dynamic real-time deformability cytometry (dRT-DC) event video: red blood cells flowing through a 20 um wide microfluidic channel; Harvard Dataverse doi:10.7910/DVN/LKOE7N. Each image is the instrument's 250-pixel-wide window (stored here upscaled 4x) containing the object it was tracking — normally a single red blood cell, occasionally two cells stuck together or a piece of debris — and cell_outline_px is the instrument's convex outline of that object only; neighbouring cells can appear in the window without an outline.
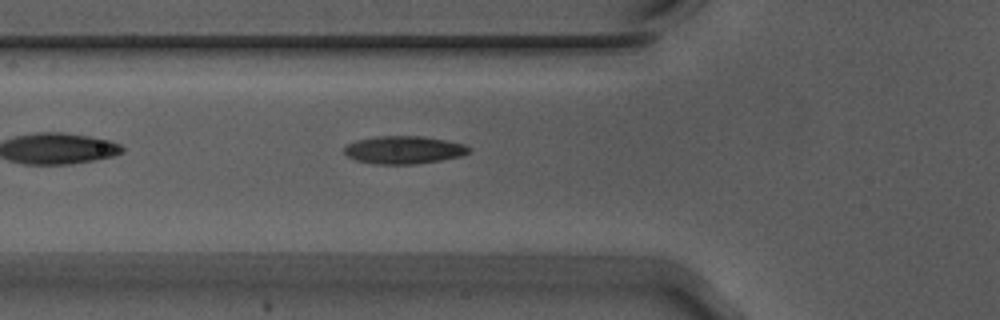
{"species": "Egyptian fruit bat (a non-hibernating species)", "species_latin": "Rousettus aegyptiacus", "temperature_condition": "warm", "stored_images_in_passage": 34, "camera_frame_rate_fps": 3000, "um_per_image_px": 0.085, "animal": {"sex": "male"}, "frame": {"image": 1, "passage_image": 4, "time_ms": 1.0, "image_size_px": [1000, 320], "cell_outline_px": [[472, 148], [468, 152], [460, 156], [440, 160], [412, 164], [376, 164], [356, 160], [348, 156], [344, 152], [344, 148], [348, 144], [356, 140], [376, 136], [424, 136], [464, 144]], "centroid_in_image_um": [34.31, 12.73], "position_along_channel_um": 91.5, "area_um2": 20.06}}
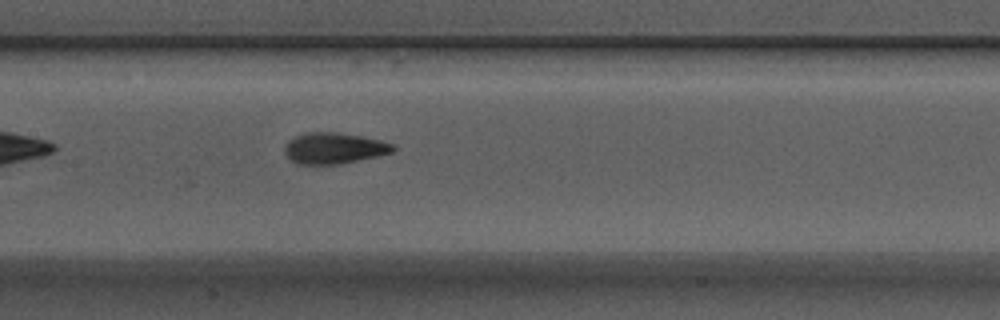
{"frame": {"image": 2, "passage_image": 11, "time_ms": 3.333, "image_size_px": [1000, 320], "cell_outline_px": [[396, 148], [392, 152], [376, 156], [340, 164], [296, 164], [284, 152], [284, 148], [288, 140], [296, 136], [308, 132], [340, 132], [380, 140], [392, 144]], "centroid_in_image_um": [28.37, 12.59], "position_along_channel_um": 179.0, "area_um2": 19.48}}
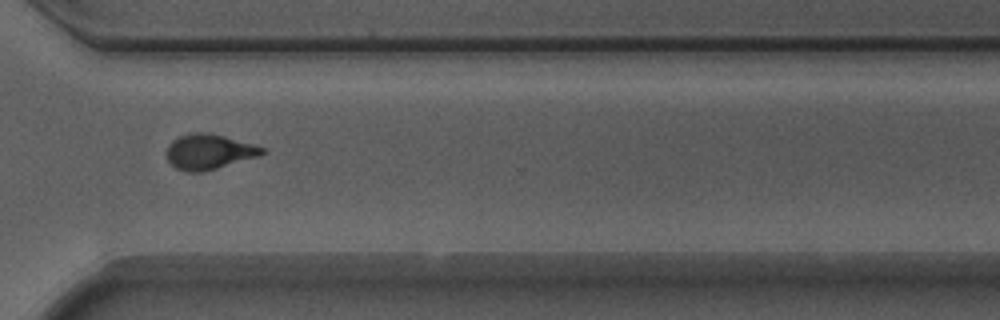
{"frame": {"image": 3, "passage_image": 25, "time_ms": 8.0, "image_size_px": [1000, 320], "cell_outline_px": [[268, 152], [260, 156], [204, 172], [188, 172], [176, 168], [168, 160], [168, 144], [172, 140], [180, 136], [192, 132], [208, 132], [224, 136], [252, 144], [264, 148]], "centroid_in_image_um": [17.79, 12.9], "position_along_channel_um": 352.8, "area_um2": 19.59}, "authors_computed_cell_mechanics": {"area_um2": 19.4786, "velocity_mm_per_s": 3.7286, "shape_relaxation_time_tau1_ms": 4.5931, "shape_relaxation_time_tau2_ms": 1.2794, "deformation_change_tau1": 0.1801, "deformation_change_tau2": 0.0865}}